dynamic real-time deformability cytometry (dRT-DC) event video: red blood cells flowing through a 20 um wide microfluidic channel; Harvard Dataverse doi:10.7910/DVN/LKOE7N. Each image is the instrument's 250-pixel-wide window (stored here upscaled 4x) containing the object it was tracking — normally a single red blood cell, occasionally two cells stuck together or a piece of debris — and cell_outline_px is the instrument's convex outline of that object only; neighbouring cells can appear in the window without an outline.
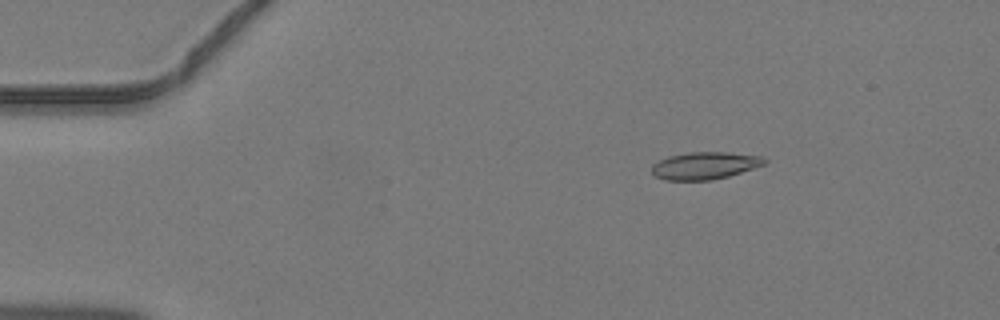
{"species": "common noctule bat (a hibernating species)", "species_latin": "Nyctalus noctula", "temperature_condition": "warm", "stored_images_in_passage": 42, "camera_frame_rate_fps": 3000, "um_per_image_px": 0.085, "animal": {"sex": "male", "body_mass_g": 19.2, "forearm_length_mm": 51.8}, "frame": {"image": 1, "passage_image": 4, "time_ms": 1.0, "image_size_px": [1000, 320], "cell_outline_px": [[768, 160], [764, 164], [728, 176], [712, 180], [664, 180], [656, 176], [652, 172], [652, 164], [668, 156], [688, 152], [728, 152], [764, 156]], "centroid_in_image_um": [59.91, 14.06], "position_along_channel_um": 25.1, "area_um2": 17.92}}
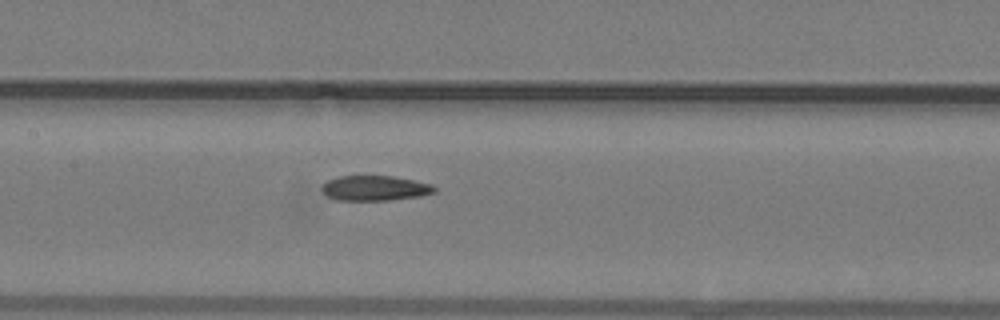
{"frame": {"image": 2, "passage_image": 19, "time_ms": 6.0, "image_size_px": [1000, 320], "cell_outline_px": [[436, 192], [420, 196], [388, 200], [336, 200], [328, 196], [320, 188], [328, 180], [340, 176], [392, 176], [416, 180], [432, 184], [436, 188]], "centroid_in_image_um": [31.9, 15.99], "position_along_channel_um": 175.5, "area_um2": 16.42}}
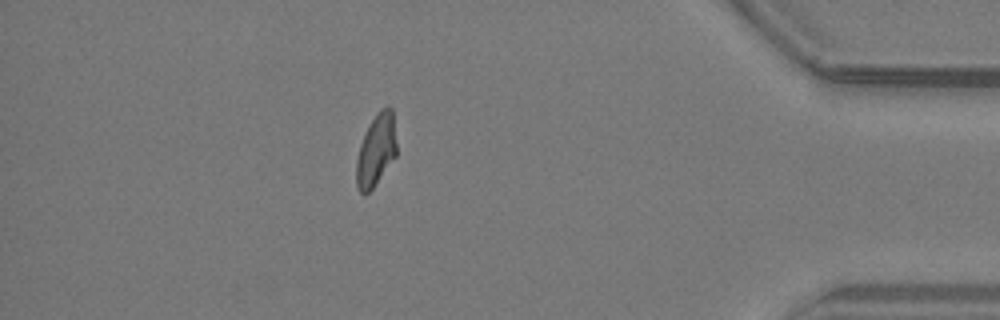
{"frame": {"image": 3, "passage_image": 37, "time_ms": 12.0, "image_size_px": [1000, 320], "cell_outline_px": [[396, 156], [372, 188], [368, 192], [360, 192], [356, 184], [356, 160], [360, 144], [376, 112], [380, 108], [388, 104], [392, 108], [396, 144]], "centroid_in_image_um": [31.97, 12.72], "position_along_channel_um": 403.2, "area_um2": 16.65}}